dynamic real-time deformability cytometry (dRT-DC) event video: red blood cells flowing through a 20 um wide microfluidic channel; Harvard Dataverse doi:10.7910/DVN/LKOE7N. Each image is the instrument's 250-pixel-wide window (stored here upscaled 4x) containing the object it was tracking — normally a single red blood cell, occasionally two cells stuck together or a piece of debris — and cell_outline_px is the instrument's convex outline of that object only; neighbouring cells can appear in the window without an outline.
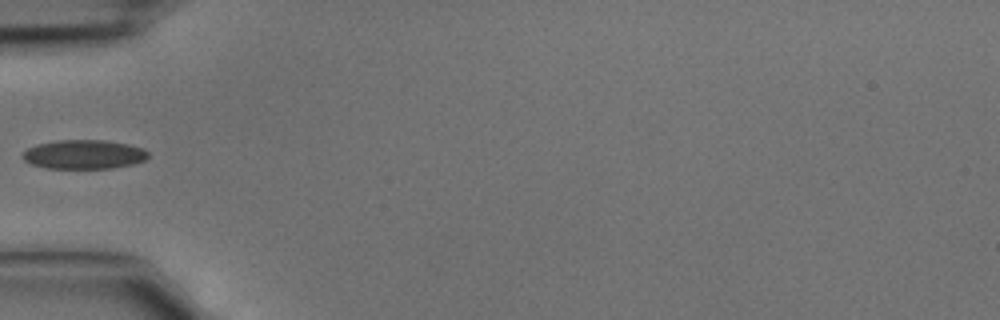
{"species": "common noctule bat (a hibernating species)", "species_latin": "Nyctalus noctula", "temperature_condition": "cold", "stored_images_in_passage": 3, "camera_frame_rate_fps": 3000, "um_per_image_px": 0.085, "animal": {"sex": "male", "body_mass_g": 15.6}, "frame": {"image": 1, "passage_image": 3, "time_ms": 0.667, "image_size_px": [1000, 320], "cell_outline_px": [[148, 156], [144, 160], [132, 164], [112, 168], [44, 168], [32, 164], [24, 160], [20, 156], [28, 148], [36, 144], [56, 140], [104, 140], [128, 144], [144, 148], [148, 152]], "centroid_in_image_um": [7.11, 13.12], "position_along_channel_um": 77.9, "area_um2": 21.33}}